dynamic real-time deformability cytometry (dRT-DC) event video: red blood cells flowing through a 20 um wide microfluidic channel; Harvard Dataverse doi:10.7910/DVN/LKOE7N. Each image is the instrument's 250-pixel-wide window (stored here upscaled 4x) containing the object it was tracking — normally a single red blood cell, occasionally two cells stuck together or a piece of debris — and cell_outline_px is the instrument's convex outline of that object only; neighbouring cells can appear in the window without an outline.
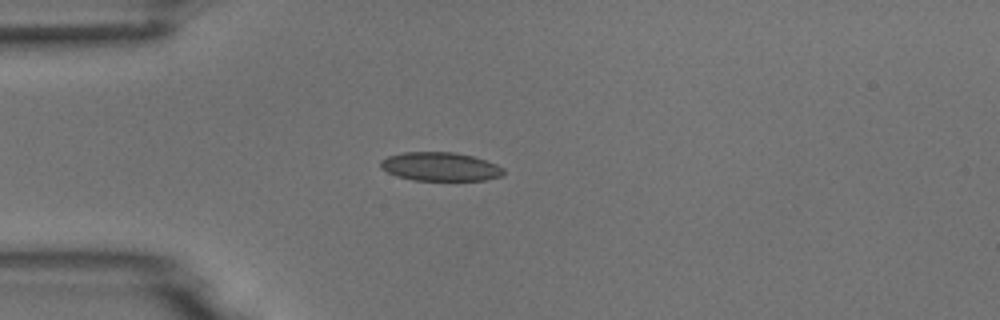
{"species": "common noctule bat (a hibernating species)", "species_latin": "Nyctalus noctula", "temperature_condition": "room temperature", "stored_images_in_passage": 3, "camera_frame_rate_fps": 3000, "um_per_image_px": 0.085, "animal": {"sex": "male", "body_mass_g": 18.8}, "frame": {"image": 1, "passage_image": 3, "time_ms": 2.333, "image_size_px": [1000, 320], "cell_outline_px": [[504, 176], [484, 180], [412, 180], [396, 176], [380, 168], [380, 160], [388, 156], [404, 152], [456, 152], [472, 156], [496, 164], [504, 168]], "centroid_in_image_um": [37.41, 14.16], "position_along_channel_um": 47.6, "area_um2": 20.63}}